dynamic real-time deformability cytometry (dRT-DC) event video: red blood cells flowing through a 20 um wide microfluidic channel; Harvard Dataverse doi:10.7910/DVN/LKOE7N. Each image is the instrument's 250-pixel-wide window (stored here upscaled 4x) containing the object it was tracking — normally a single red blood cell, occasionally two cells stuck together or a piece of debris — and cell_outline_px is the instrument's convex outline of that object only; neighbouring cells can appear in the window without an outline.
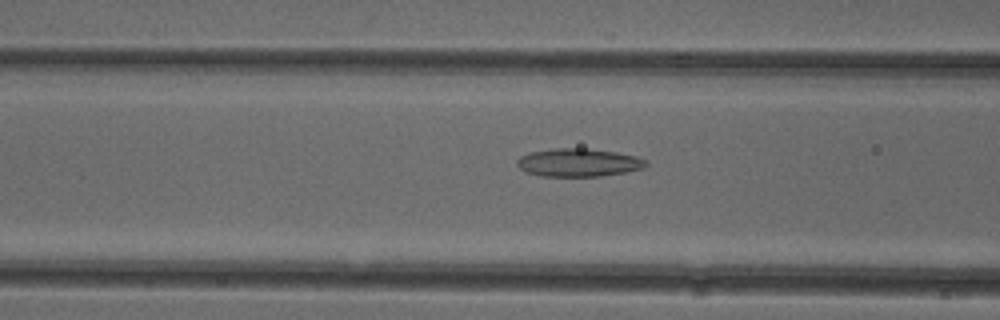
{"species": "common noctule bat (a hibernating species)", "species_latin": "Nyctalus noctula", "temperature_condition": "cold", "stored_images_in_passage": 51, "camera_frame_rate_fps": 3000, "um_per_image_px": 0.085, "animal": {"sex": "female"}, "frame": {"image": 1, "passage_image": 20, "time_ms": 6.333, "image_size_px": [1000, 320], "cell_outline_px": [[648, 164], [644, 168], [624, 172], [600, 176], [540, 176], [524, 172], [516, 164], [516, 160], [520, 156], [528, 152], [556, 148], [584, 148], [616, 152], [636, 156], [648, 160]], "centroid_in_image_um": [49.15, 13.81], "position_along_channel_um": 117.5, "area_um2": 21.27}}
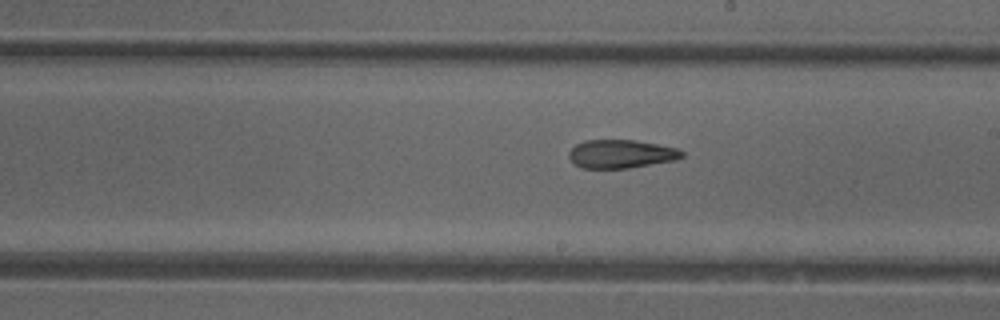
{"frame": {"image": 2, "passage_image": 29, "time_ms": 9.333, "image_size_px": [1000, 320], "cell_outline_px": [[684, 156], [676, 160], [628, 168], [584, 168], [576, 164], [568, 156], [568, 152], [576, 144], [584, 140], [636, 140], [676, 148], [684, 152]], "centroid_in_image_um": [52.8, 13.08], "position_along_channel_um": 236.2, "area_um2": 18.61}}
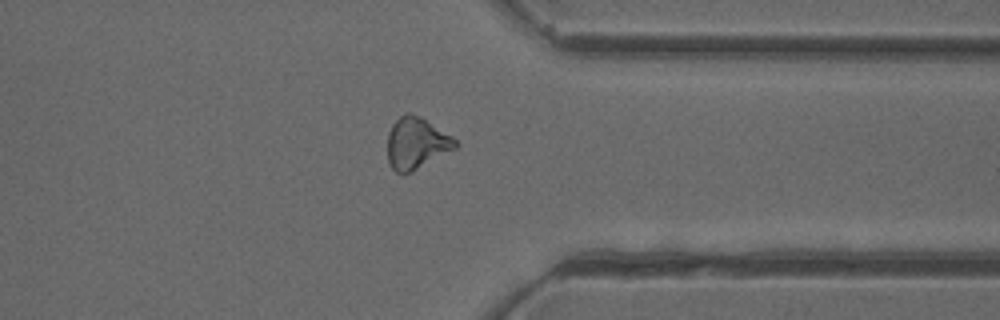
{"frame": {"image": 3, "passage_image": 40, "time_ms": 13.0, "image_size_px": [1000, 320], "cell_outline_px": [[460, 144], [456, 148], [412, 172], [396, 172], [388, 164], [388, 132], [392, 124], [400, 116], [408, 112], [420, 116], [452, 136]], "centroid_in_image_um": [35.4, 12.17], "position_along_channel_um": 376.0, "area_um2": 20.35}, "authors_computed_cell_mechanics": {"area_um2": 20.4034, "velocity_mm_per_s": 3.9502, "shape_relaxation_time_tau1_ms": null, "shape_relaxation_time_tau2_ms": 4.8803, "deformation_change_tau1": null, "deformation_change_tau2": 0.1557}}